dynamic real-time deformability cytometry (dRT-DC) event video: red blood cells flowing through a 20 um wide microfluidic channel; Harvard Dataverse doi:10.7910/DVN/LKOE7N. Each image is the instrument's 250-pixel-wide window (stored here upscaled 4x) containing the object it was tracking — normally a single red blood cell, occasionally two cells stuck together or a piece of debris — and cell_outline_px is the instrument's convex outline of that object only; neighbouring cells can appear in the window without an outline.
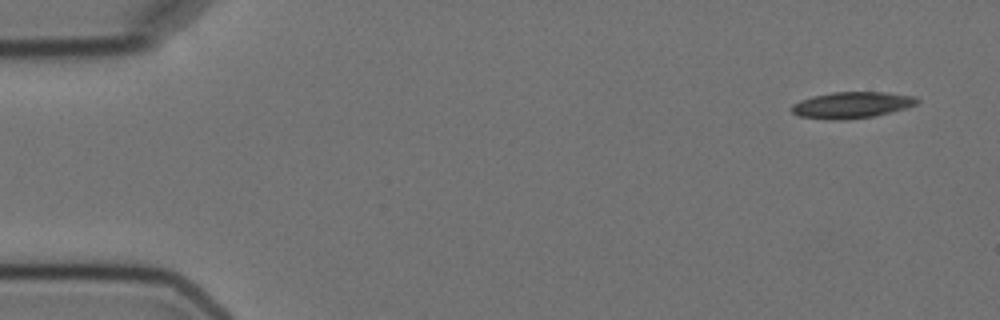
{"species": "Egyptian fruit bat (a non-hibernating species)", "species_latin": "Rousettus aegyptiacus", "temperature_condition": "cold", "stored_images_in_passage": 5, "camera_frame_rate_fps": 3000, "um_per_image_px": 0.085, "animal": {"sex": "female"}, "frame": {"image": 1, "passage_image": 1, "time_ms": 0.0, "image_size_px": [1000, 320], "cell_outline_px": [[920, 100], [916, 104], [904, 108], [876, 116], [844, 120], [832, 120], [796, 116], [792, 112], [792, 104], [800, 100], [812, 96], [832, 92], [884, 92], [916, 96]], "centroid_in_image_um": [72.38, 8.93], "position_along_channel_um": 12.6, "area_um2": 19.36}}
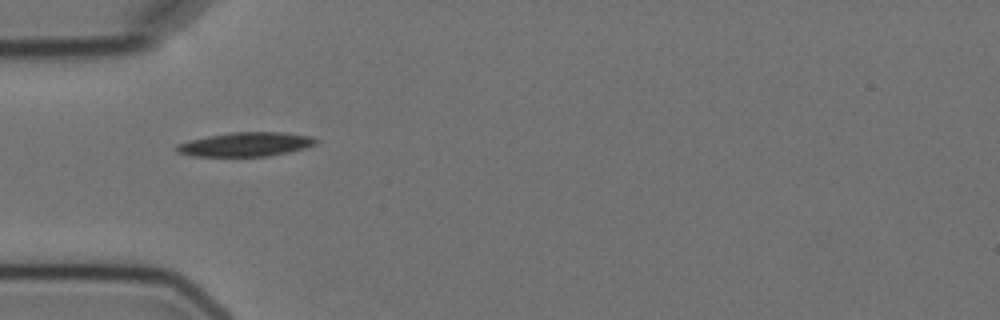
{"frame": {"image": 2, "passage_image": 5, "time_ms": 4.667, "image_size_px": [1000, 320], "cell_outline_px": [[320, 140], [316, 144], [304, 148], [288, 152], [268, 156], [192, 156], [176, 152], [172, 148], [176, 144], [188, 140], [208, 136], [232, 132], [280, 132], [312, 136]], "centroid_in_image_um": [20.85, 12.27], "position_along_channel_um": 64.2, "area_um2": 19.71}}